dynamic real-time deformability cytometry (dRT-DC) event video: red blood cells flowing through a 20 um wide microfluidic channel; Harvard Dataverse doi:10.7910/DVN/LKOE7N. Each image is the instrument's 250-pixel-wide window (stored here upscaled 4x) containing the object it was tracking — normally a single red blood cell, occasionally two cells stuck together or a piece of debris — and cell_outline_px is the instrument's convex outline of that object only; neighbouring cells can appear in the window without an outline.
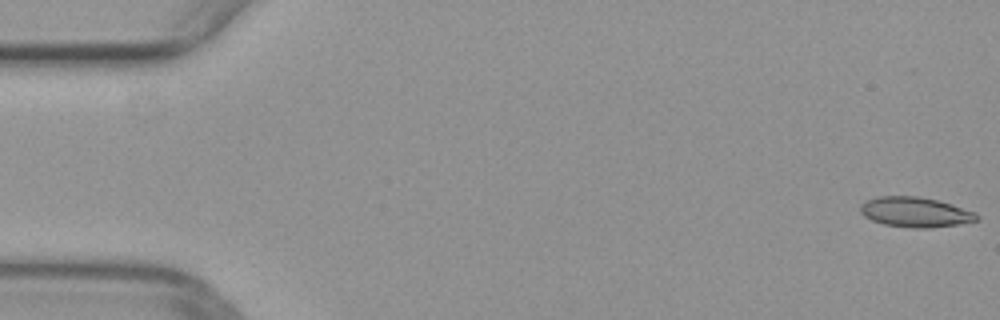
{"species": "common noctule bat (a hibernating species)", "species_latin": "Nyctalus noctula", "temperature_condition": "warm", "stored_images_in_passage": 51, "camera_frame_rate_fps": 3000, "um_per_image_px": 0.085, "animal": {"sex": "female", "body_mass_g": 29.2, "forearm_length_mm": 56.3}, "frame": {"image": 1, "passage_image": 1, "time_ms": 0.0, "image_size_px": [1000, 320], "cell_outline_px": [[980, 220], [956, 224], [928, 228], [912, 228], [884, 224], [872, 220], [864, 216], [860, 212], [860, 204], [868, 200], [880, 196], [920, 196], [952, 204], [976, 212], [980, 216]], "centroid_in_image_um": [77.82, 18.03], "position_along_channel_um": 7.2, "area_um2": 20.35}}
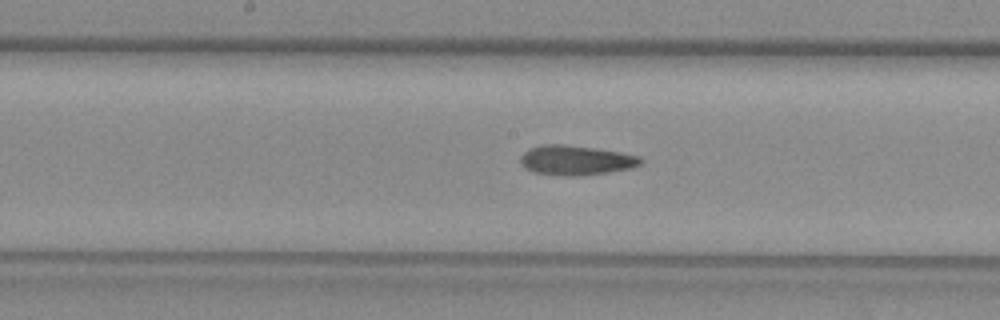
{"frame": {"image": 2, "passage_image": 26, "time_ms": 8.333, "image_size_px": [1000, 320], "cell_outline_px": [[644, 160], [640, 164], [628, 168], [608, 172], [576, 176], [564, 176], [532, 172], [524, 168], [520, 164], [520, 156], [528, 148], [544, 144], [564, 144], [596, 148], [620, 152], [640, 156]], "centroid_in_image_um": [48.9, 13.61], "position_along_channel_um": 199.3, "area_um2": 20.92}}
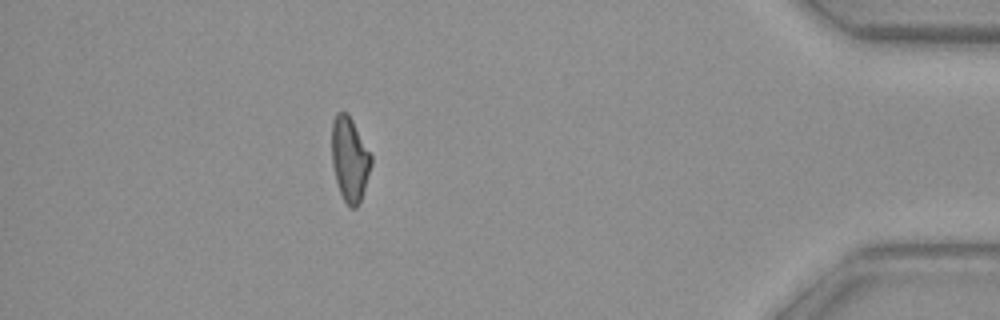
{"frame": {"image": 3, "passage_image": 45, "time_ms": 14.667, "image_size_px": [1000, 320], "cell_outline_px": [[372, 164], [360, 204], [356, 208], [348, 208], [340, 192], [336, 180], [332, 164], [332, 120], [336, 112], [348, 112], [372, 156]], "centroid_in_image_um": [29.73, 13.54], "position_along_channel_um": 405.5, "area_um2": 19.54}}